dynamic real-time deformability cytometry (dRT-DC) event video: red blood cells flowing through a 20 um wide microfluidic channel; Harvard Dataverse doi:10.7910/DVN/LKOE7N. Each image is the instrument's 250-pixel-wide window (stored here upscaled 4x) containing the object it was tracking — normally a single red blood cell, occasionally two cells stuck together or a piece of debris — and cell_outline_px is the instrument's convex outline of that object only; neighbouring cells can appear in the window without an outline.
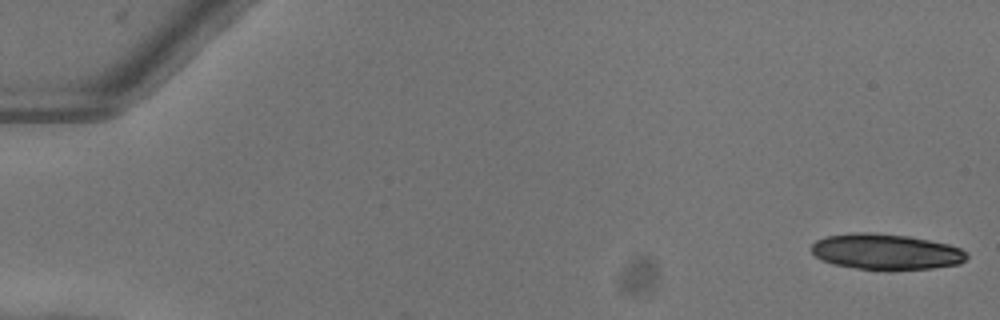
{"species": "common noctule bat (a hibernating species)", "species_latin": "Nyctalus noctula", "temperature_condition": "warm", "stored_images_in_passage": 4, "camera_frame_rate_fps": 3000, "um_per_image_px": 0.085, "animal": {"sex": "female"}, "frame": {"image": 1, "passage_image": 1, "time_ms": 0.0, "image_size_px": [1000, 320], "cell_outline_px": [[968, 256], [960, 264], [932, 268], [892, 272], [888, 272], [856, 268], [832, 264], [820, 260], [812, 252], [812, 244], [816, 240], [824, 236], [852, 232], [872, 232], [908, 236], [948, 244], [960, 248], [968, 252]], "centroid_in_image_um": [75.3, 21.42], "position_along_channel_um": 9.7, "area_um2": 33.18}}